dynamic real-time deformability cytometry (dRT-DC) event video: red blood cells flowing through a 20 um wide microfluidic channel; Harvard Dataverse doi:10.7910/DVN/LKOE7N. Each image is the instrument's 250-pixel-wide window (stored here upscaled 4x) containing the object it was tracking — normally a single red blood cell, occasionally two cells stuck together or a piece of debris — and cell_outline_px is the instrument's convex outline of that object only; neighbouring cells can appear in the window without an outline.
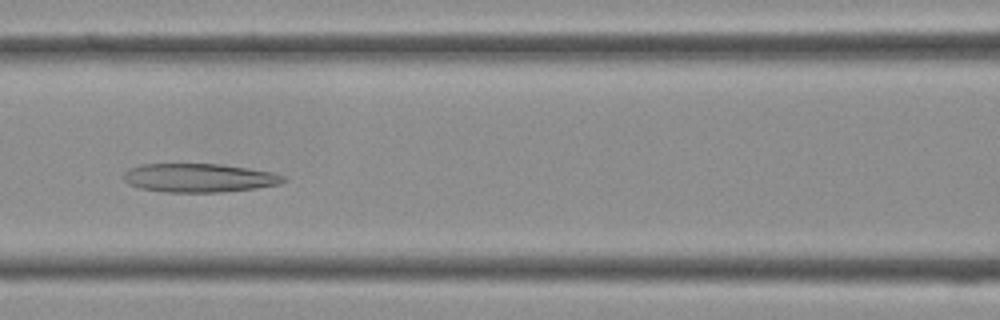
{"species": "Egyptian fruit bat (a non-hibernating species)", "species_latin": "Rousettus aegyptiacus", "temperature_condition": "cold", "stored_images_in_passage": 33, "camera_frame_rate_fps": 3000, "um_per_image_px": 0.085, "frame": {"image": 1, "passage_image": 10, "time_ms": 3.0, "image_size_px": [1000, 320], "cell_outline_px": [[284, 180], [280, 184], [256, 188], [220, 192], [164, 192], [140, 188], [128, 184], [124, 180], [124, 172], [140, 164], [220, 164], [248, 168], [272, 172], [284, 176]], "centroid_in_image_um": [16.9, 15.12], "position_along_channel_um": 149.7, "area_um2": 26.59}}
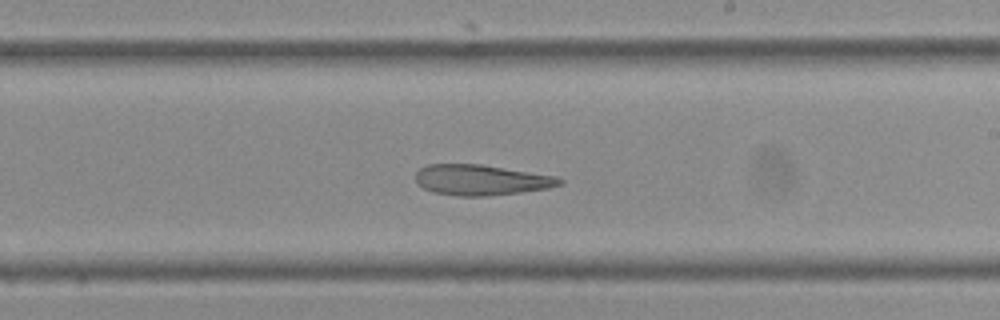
{"frame": {"image": 2, "passage_image": 16, "time_ms": 5.0, "image_size_px": [1000, 320], "cell_outline_px": [[564, 184], [548, 188], [520, 192], [484, 196], [456, 196], [432, 192], [416, 184], [416, 172], [420, 168], [428, 164], [480, 164], [556, 176], [564, 180]], "centroid_in_image_um": [40.88, 15.3], "position_along_channel_um": 248.1, "area_um2": 25.66}}
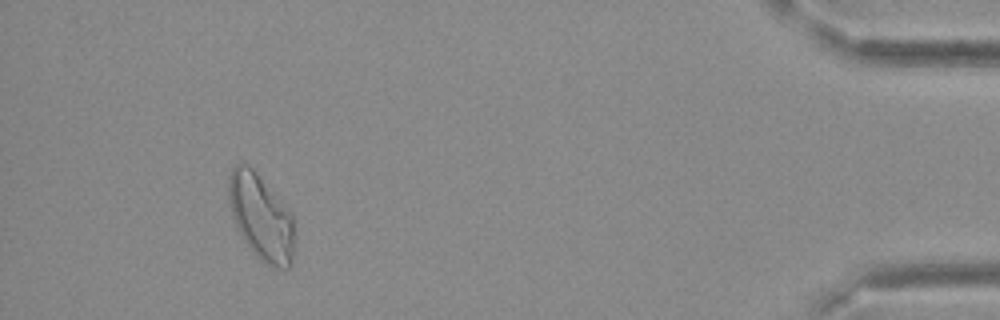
{"frame": {"image": 3, "passage_image": 30, "time_ms": 9.667, "image_size_px": [1000, 320], "cell_outline_px": [[292, 264], [288, 268], [276, 268], [264, 264], [256, 256], [244, 240], [232, 216], [228, 196], [228, 176], [232, 168], [236, 164], [248, 164], [252, 168], [292, 216]], "centroid_in_image_um": [22.14, 18.48], "position_along_channel_um": 413.1, "area_um2": 31.96}}